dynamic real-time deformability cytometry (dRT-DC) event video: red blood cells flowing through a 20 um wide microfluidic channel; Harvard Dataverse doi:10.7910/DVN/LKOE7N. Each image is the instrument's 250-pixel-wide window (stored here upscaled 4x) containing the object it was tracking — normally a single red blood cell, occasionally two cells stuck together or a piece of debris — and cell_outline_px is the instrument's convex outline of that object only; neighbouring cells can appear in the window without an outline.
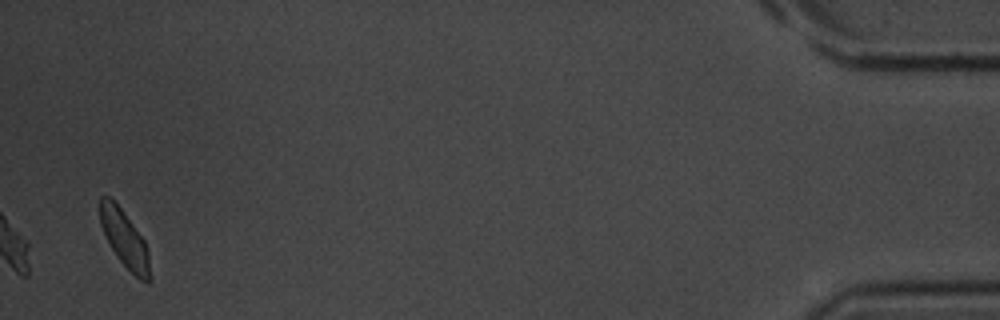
{"species": "common noctule bat (a hibernating species)", "species_latin": "Nyctalus noctula", "temperature_condition": "room temperature", "stored_images_in_passage": 32, "camera_frame_rate_fps": 3000, "um_per_image_px": 0.085, "animal": {"sex": "male", "body_mass_g": 20.1, "forearm_length_mm": 53.5}, "frame": {"image": 1, "passage_image": 32, "time_ms": 10.333, "image_size_px": [1000, 320], "cell_outline_px": [[152, 280], [148, 284], [140, 280], [120, 260], [112, 248], [100, 224], [100, 196], [108, 196], [120, 208], [144, 240], [148, 252]], "centroid_in_image_um": [10.62, 20.36], "position_along_channel_um": 424.6, "area_um2": 16.13}}